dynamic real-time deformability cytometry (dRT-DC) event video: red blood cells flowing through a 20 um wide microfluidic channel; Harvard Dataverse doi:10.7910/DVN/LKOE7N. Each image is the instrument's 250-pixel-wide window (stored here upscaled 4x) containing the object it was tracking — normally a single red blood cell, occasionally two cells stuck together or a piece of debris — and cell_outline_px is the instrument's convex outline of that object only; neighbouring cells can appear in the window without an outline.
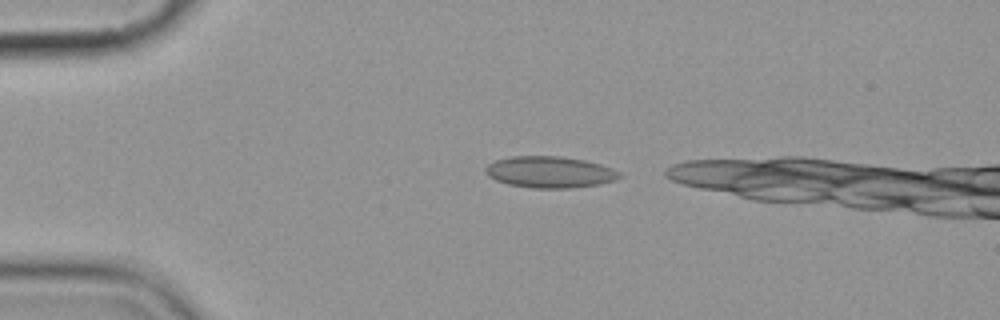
{"species": "common noctule bat (a hibernating species)", "species_latin": "Nyctalus noctula", "temperature_condition": "cold", "stored_images_in_passage": 5, "camera_frame_rate_fps": 3000, "um_per_image_px": 0.085, "animal": {"sex": "female", "body_mass_g": 19.9}, "frame": {"image": 1, "passage_image": 5, "time_ms": 5.667, "image_size_px": [1000, 320], "cell_outline_px": [[624, 176], [616, 180], [600, 184], [572, 188], [532, 188], [508, 184], [496, 180], [488, 176], [484, 172], [484, 168], [488, 164], [496, 160], [512, 156], [560, 156], [584, 160], [600, 164], [612, 168], [620, 172]], "centroid_in_image_um": [46.75, 14.63], "position_along_channel_um": 38.3, "area_um2": 24.74}}